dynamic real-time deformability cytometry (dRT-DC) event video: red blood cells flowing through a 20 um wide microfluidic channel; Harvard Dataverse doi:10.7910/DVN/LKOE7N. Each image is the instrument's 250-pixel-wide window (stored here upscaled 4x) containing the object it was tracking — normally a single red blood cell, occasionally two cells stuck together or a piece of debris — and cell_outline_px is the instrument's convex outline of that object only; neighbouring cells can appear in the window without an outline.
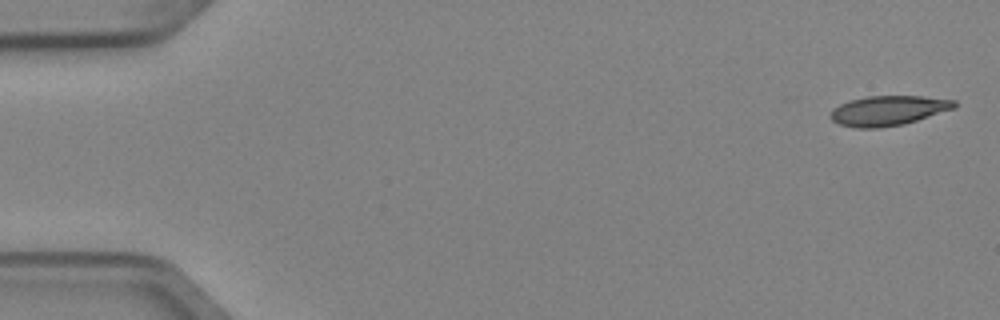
{"species": "Egyptian fruit bat (a non-hibernating species)", "species_latin": "Rousettus aegyptiacus", "temperature_condition": "cold", "stored_images_in_passage": 2, "camera_frame_rate_fps": 3000, "um_per_image_px": 0.085, "animal": {"sex": "female"}, "frame": {"image": 1, "passage_image": 1, "time_ms": 0.0, "image_size_px": [1000, 320], "cell_outline_px": [[956, 108], [904, 124], [880, 128], [856, 128], [840, 124], [832, 120], [828, 116], [832, 108], [848, 100], [868, 96], [924, 96], [956, 100]], "centroid_in_image_um": [75.48, 9.4], "position_along_channel_um": 9.5, "area_um2": 21.73}}